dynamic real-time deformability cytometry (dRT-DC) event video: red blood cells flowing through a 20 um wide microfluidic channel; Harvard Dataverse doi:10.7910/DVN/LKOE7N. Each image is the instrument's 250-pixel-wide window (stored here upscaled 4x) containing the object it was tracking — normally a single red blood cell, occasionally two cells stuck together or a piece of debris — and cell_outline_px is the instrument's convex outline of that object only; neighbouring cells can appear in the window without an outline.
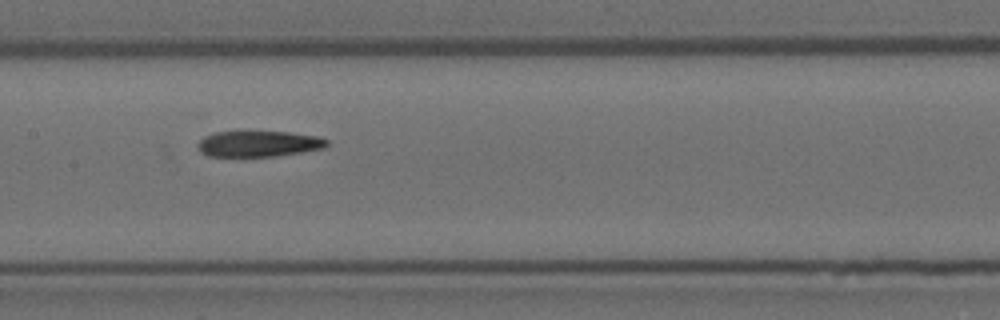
{"species": "Egyptian fruit bat (a non-hibernating species)", "species_latin": "Rousettus aegyptiacus", "temperature_condition": "room temperature", "stored_images_in_passage": 13, "camera_frame_rate_fps": 3000, "um_per_image_px": 0.085, "animal": {"sex": "female"}, "frame": {"image": 1, "passage_image": 6, "time_ms": 1.667, "image_size_px": [1000, 320], "cell_outline_px": [[328, 144], [324, 148], [300, 152], [272, 156], [208, 156], [200, 148], [200, 140], [204, 136], [216, 132], [288, 132], [316, 136], [328, 140]], "centroid_in_image_um": [22.02, 12.22], "position_along_channel_um": 185.4, "area_um2": 18.96}}
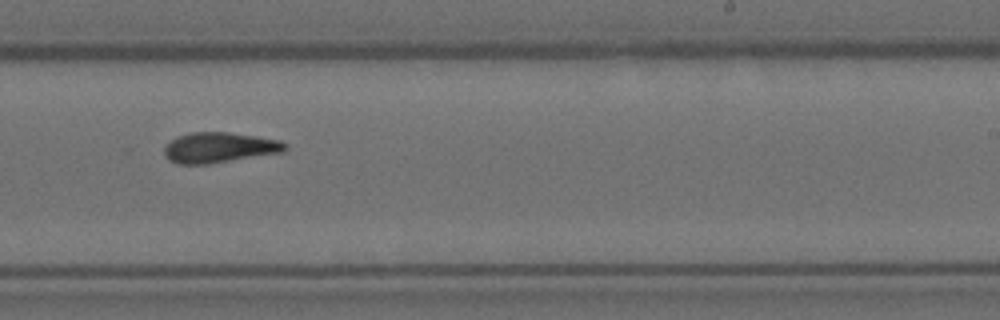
{"frame": {"image": 2, "passage_image": 8, "time_ms": 2.333, "image_size_px": [1000, 320], "cell_outline_px": [[288, 148], [284, 152], [208, 164], [176, 164], [168, 160], [164, 156], [164, 148], [172, 140], [180, 136], [192, 132], [228, 132], [256, 136], [280, 140], [288, 144]], "centroid_in_image_um": [18.67, 12.55], "position_along_channel_um": 270.3, "area_um2": 21.44}}
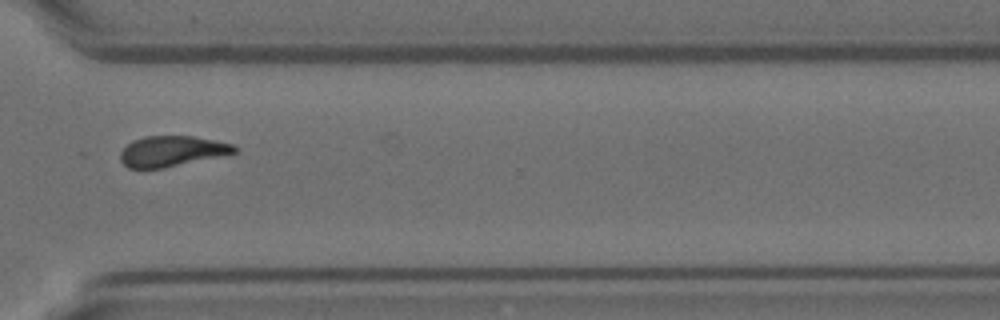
{"frame": {"image": 3, "passage_image": 10, "time_ms": 3.0, "image_size_px": [1000, 320], "cell_outline_px": [[236, 152], [164, 168], [128, 168], [120, 160], [120, 152], [132, 140], [144, 136], [192, 136], [216, 140], [232, 144], [236, 148]], "centroid_in_image_um": [14.56, 12.84], "position_along_channel_um": 356.0, "area_um2": 20.06}}